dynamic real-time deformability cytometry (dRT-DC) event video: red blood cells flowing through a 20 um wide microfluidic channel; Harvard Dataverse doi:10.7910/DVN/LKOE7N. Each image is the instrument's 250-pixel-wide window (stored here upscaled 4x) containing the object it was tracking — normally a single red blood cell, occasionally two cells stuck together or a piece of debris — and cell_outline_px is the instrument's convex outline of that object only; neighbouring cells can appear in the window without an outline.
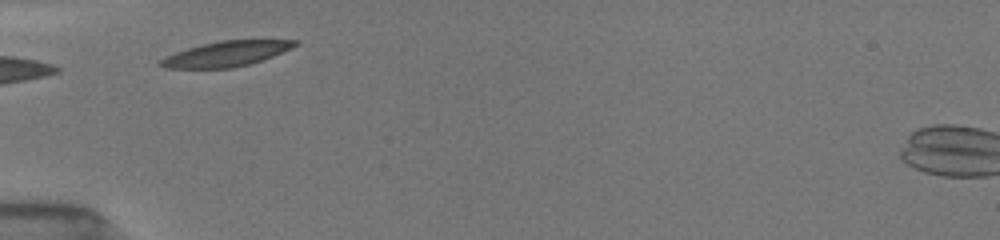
{"species": "common noctule bat (a hibernating species)", "species_latin": "Nyctalus noctula", "temperature_condition": "room temperature", "stored_images_in_passage": 11, "camera_frame_rate_fps": 3000, "um_per_image_px": 0.085, "animal": {"sex": "female", "body_mass_g": 19.5, "forearm_length_mm": 54.1}, "frame": {"image": 1, "passage_image": 1, "time_ms": 0.0, "image_size_px": [1000, 240], "cell_outline_px": [[300, 40], [292, 48], [272, 56], [248, 64], [232, 68], [164, 68], [156, 64], [156, 60], [176, 52], [188, 48], [220, 40]], "centroid_in_image_um": [19.16, 4.58], "position_along_channel_um": 65.8, "area_um2": 19.59}}